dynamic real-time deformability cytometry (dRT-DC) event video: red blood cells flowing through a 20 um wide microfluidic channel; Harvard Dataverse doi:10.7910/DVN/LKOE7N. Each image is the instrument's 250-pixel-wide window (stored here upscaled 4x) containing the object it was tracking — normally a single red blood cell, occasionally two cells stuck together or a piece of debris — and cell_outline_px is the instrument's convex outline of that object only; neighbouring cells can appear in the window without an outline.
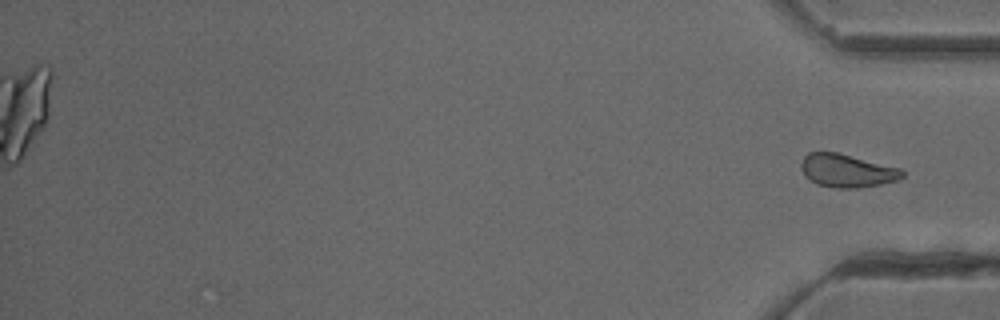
{"species": "common noctule bat (a hibernating species)", "species_latin": "Nyctalus noctula", "temperature_condition": "cold", "stored_images_in_passage": 41, "camera_frame_rate_fps": 3000, "um_per_image_px": 0.085, "animal": {"sex": "female"}, "frame": {"image": 1, "passage_image": 41, "time_ms": 13.333, "image_size_px": [1000, 320], "cell_outline_px": [[904, 176], [896, 180], [880, 184], [856, 188], [836, 188], [816, 184], [808, 180], [804, 176], [800, 168], [800, 164], [804, 156], [808, 152], [836, 152], [900, 168], [904, 172]], "centroid_in_image_um": [71.93, 14.51], "position_along_channel_um": 363.3, "area_um2": 19.54}}